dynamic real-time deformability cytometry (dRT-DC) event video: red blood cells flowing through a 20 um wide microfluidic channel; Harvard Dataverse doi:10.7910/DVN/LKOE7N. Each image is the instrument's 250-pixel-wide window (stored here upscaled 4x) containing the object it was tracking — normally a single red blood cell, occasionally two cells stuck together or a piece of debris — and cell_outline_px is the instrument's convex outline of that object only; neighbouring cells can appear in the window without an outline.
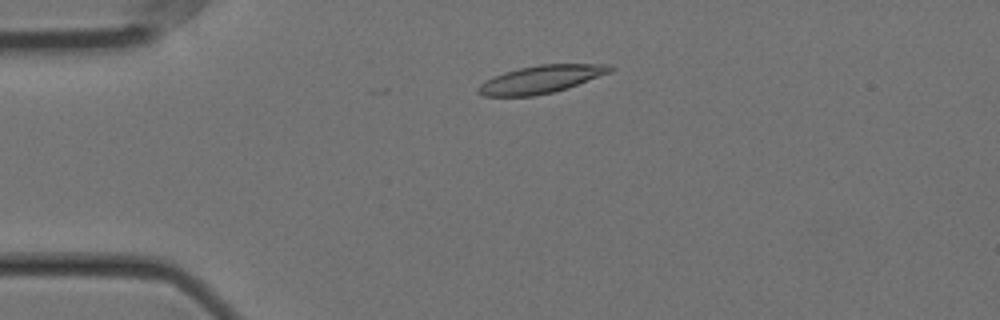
{"species": "Egyptian fruit bat (a non-hibernating species)", "species_latin": "Rousettus aegyptiacus", "temperature_condition": "cold", "stored_images_in_passage": 11, "camera_frame_rate_fps": 3000, "um_per_image_px": 0.085, "animal": {"sex": "female"}, "frame": {"image": 1, "passage_image": 9, "time_ms": 2.667, "image_size_px": [1000, 320], "cell_outline_px": [[612, 72], [568, 88], [552, 92], [532, 96], [484, 96], [476, 92], [476, 88], [484, 80], [492, 76], [504, 72], [520, 68], [540, 64], [612, 64]], "centroid_in_image_um": [45.97, 6.74], "position_along_channel_um": 39.0, "area_um2": 21.44}}